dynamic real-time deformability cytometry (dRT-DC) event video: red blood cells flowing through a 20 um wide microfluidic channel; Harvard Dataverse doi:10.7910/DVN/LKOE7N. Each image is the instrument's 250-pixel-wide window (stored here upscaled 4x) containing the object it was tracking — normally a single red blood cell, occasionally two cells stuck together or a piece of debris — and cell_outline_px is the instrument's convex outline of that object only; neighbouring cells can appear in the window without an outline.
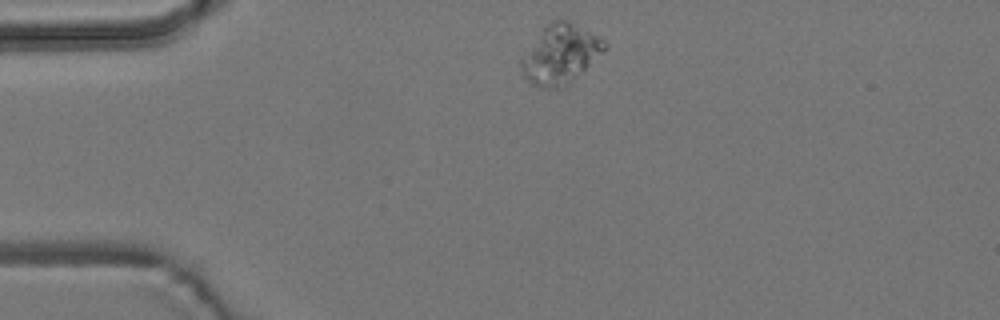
{"species": "common noctule bat (a hibernating species)", "species_latin": "Nyctalus noctula", "temperature_condition": "room temperature", "stored_images_in_passage": 44, "camera_frame_rate_fps": 3000, "um_per_image_px": 0.085, "animal": {"sex": "male", "body_mass_g": 19.2, "forearm_length_mm": 51.8}, "frame": {"image": 1, "passage_image": 1, "time_ms": 0.0, "image_size_px": [1000, 320], "cell_outline_px": [[608, 44], [604, 52], [568, 88], [540, 88], [532, 84], [524, 76], [520, 68], [520, 60], [544, 28], [552, 20], [568, 20], [600, 36]], "centroid_in_image_um": [47.69, 4.66], "position_along_channel_um": 37.3, "area_um2": 28.96}}
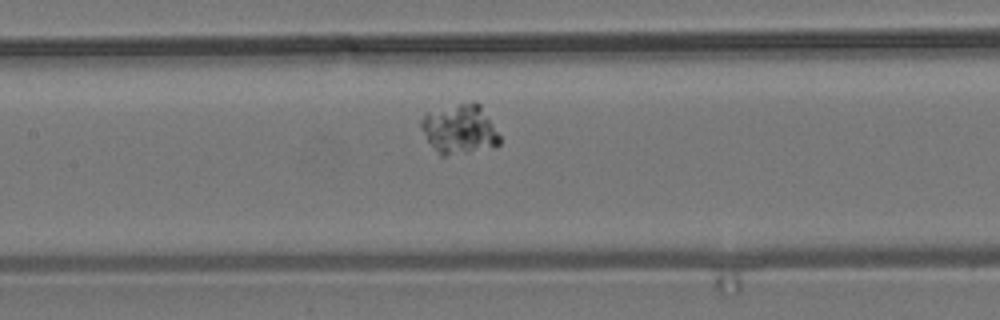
{"frame": {"image": 2, "passage_image": 15, "time_ms": 4.667, "image_size_px": [1000, 320], "cell_outline_px": [[500, 144], [496, 148], [444, 156], [440, 156], [428, 140], [420, 128], [420, 120], [428, 112], [472, 100], [476, 100], [480, 104], [500, 136]], "centroid_in_image_um": [39.09, 10.99], "position_along_channel_um": 168.3, "area_um2": 22.83}}
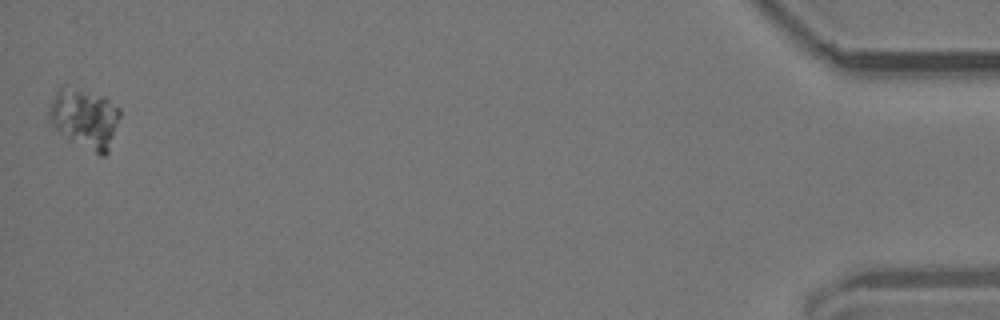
{"frame": {"image": 3, "passage_image": 44, "time_ms": 14.333, "image_size_px": [1000, 320], "cell_outline_px": [[120, 116], [108, 152], [104, 156], [100, 156], [60, 132], [48, 124], [48, 108], [60, 84], [68, 84], [104, 96], [120, 108]], "centroid_in_image_um": [7.17, 9.99], "position_along_channel_um": 428.0, "area_um2": 24.91}}